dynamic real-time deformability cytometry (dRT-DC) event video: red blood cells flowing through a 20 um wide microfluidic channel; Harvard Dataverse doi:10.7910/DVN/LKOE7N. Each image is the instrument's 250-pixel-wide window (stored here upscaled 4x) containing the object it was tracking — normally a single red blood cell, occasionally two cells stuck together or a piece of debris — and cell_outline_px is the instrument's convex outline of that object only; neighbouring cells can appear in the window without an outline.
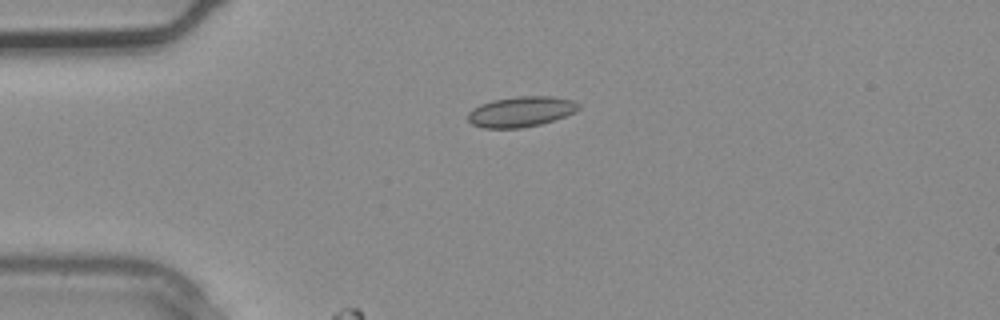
{"species": "common noctule bat (a hibernating species)", "species_latin": "Nyctalus noctula", "temperature_condition": "warm", "stored_images_in_passage": 3, "camera_frame_rate_fps": 3000, "um_per_image_px": 0.085, "animal": {"sex": "male", "body_mass_g": 20.4}, "frame": {"image": 1, "passage_image": 3, "time_ms": 0.667, "image_size_px": [1000, 320], "cell_outline_px": [[580, 108], [576, 112], [540, 124], [520, 128], [484, 128], [472, 124], [468, 120], [468, 112], [472, 108], [480, 104], [492, 100], [516, 96], [552, 96], [572, 100], [580, 104]], "centroid_in_image_um": [44.27, 9.48], "position_along_channel_um": 40.7, "area_um2": 19.65}}